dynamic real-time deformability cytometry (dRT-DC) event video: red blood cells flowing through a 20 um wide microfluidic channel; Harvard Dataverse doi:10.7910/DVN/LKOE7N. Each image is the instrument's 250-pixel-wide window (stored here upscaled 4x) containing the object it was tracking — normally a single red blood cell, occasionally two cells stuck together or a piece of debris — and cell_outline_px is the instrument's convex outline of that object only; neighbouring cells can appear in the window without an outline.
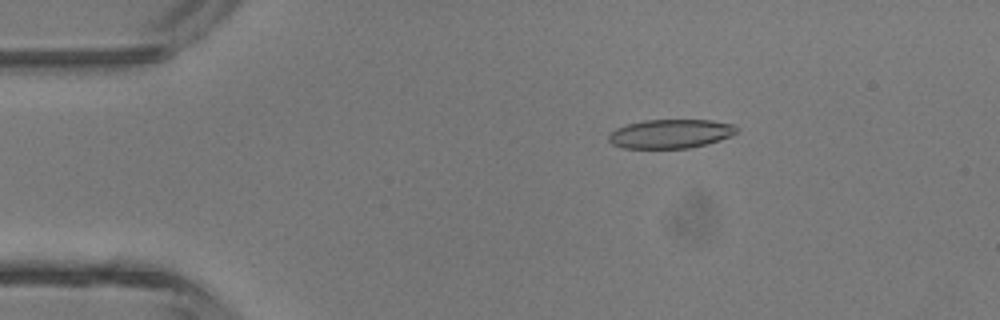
{"species": "common noctule bat (a hibernating species)", "species_latin": "Nyctalus noctula", "temperature_condition": "room temperature", "stored_images_in_passage": 43, "camera_frame_rate_fps": 3000, "um_per_image_px": 0.085, "animal": {"sex": "male", "body_mass_g": 13.3}, "frame": {"image": 1, "passage_image": 6, "time_ms": 1.667, "image_size_px": [1000, 320], "cell_outline_px": [[736, 132], [732, 136], [708, 144], [692, 148], [624, 148], [612, 144], [608, 140], [608, 136], [616, 128], [628, 124], [644, 120], [712, 120], [736, 124]], "centroid_in_image_um": [57.03, 11.37], "position_along_channel_um": 28.0, "area_um2": 21.73}}
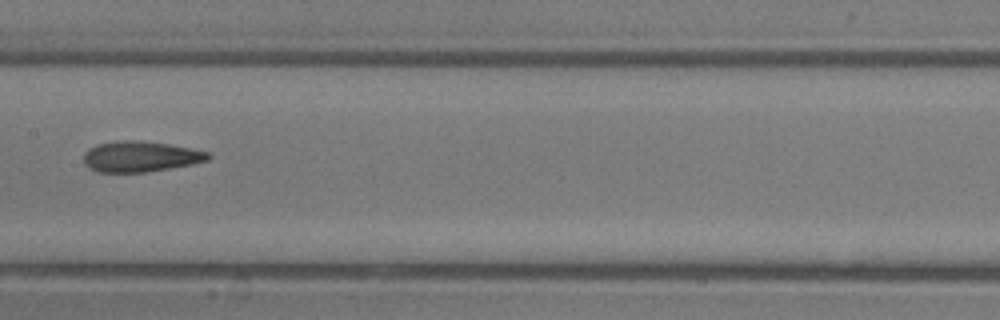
{"frame": {"image": 2, "passage_image": 21, "time_ms": 6.667, "image_size_px": [1000, 320], "cell_outline_px": [[212, 156], [208, 160], [192, 164], [144, 172], [100, 172], [88, 168], [84, 164], [84, 152], [88, 148], [96, 144], [116, 140], [132, 140], [168, 144], [192, 148], [208, 152]], "centroid_in_image_um": [11.9, 13.3], "position_along_channel_um": 195.5, "area_um2": 22.25}}
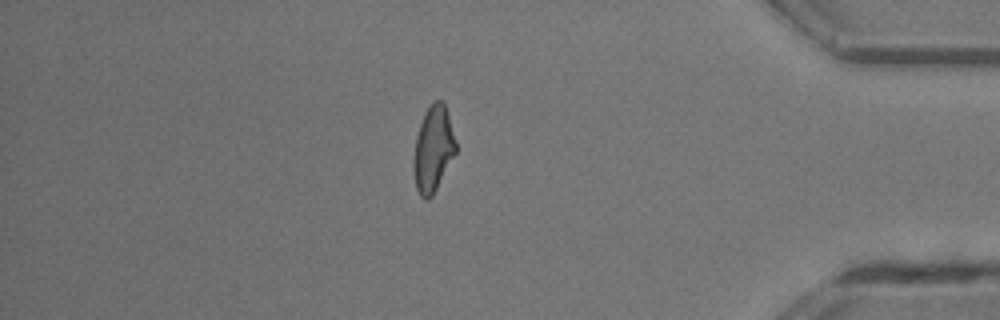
{"frame": {"image": 3, "passage_image": 37, "time_ms": 12.0, "image_size_px": [1000, 320], "cell_outline_px": [[456, 152], [432, 196], [428, 200], [424, 200], [420, 196], [416, 188], [416, 136], [424, 112], [436, 100], [444, 100], [456, 140]], "centroid_in_image_um": [36.87, 12.62], "position_along_channel_um": 398.3, "area_um2": 20.4}, "authors_computed_cell_mechanics": {"area_um2": 21.7906, "velocity_mm_per_s": 4.5226, "shape_relaxation_time_tau1_ms": null, "shape_relaxation_time_tau2_ms": 3.2192, "deformation_change_tau1": null, "deformation_change_tau2": 0.1382}}